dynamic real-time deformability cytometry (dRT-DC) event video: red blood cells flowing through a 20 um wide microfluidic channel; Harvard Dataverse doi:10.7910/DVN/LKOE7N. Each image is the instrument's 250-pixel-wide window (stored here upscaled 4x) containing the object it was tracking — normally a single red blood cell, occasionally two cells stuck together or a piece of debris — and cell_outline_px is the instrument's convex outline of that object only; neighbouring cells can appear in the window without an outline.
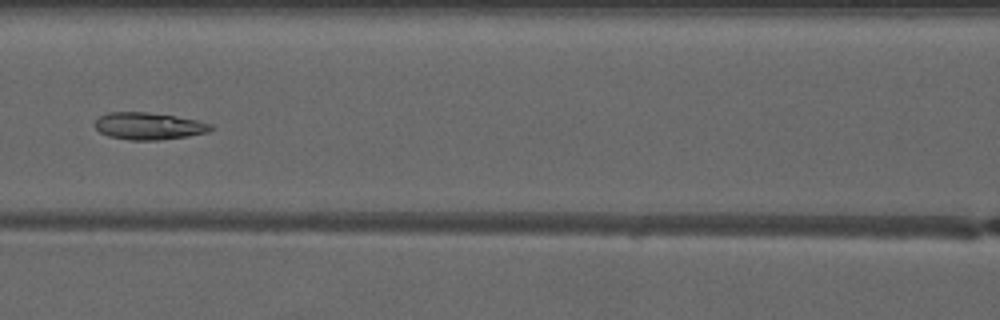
{"species": "common noctule bat (a hibernating species)", "species_latin": "Nyctalus noctula", "temperature_condition": "warm", "stored_images_in_passage": 4, "camera_frame_rate_fps": 3000, "um_per_image_px": 0.085, "animal": {"sex": "male", "forearm_length_mm": 52.5}, "frame": {"image": 1, "passage_image": 4, "time_ms": 3.333, "image_size_px": [1000, 320], "cell_outline_px": [[216, 128], [208, 132], [188, 136], [160, 140], [128, 140], [108, 136], [100, 132], [92, 124], [100, 116], [108, 112], [148, 112], [176, 116], [196, 120], [212, 124]], "centroid_in_image_um": [12.64, 10.71], "position_along_channel_um": 154.0, "area_um2": 18.5}}